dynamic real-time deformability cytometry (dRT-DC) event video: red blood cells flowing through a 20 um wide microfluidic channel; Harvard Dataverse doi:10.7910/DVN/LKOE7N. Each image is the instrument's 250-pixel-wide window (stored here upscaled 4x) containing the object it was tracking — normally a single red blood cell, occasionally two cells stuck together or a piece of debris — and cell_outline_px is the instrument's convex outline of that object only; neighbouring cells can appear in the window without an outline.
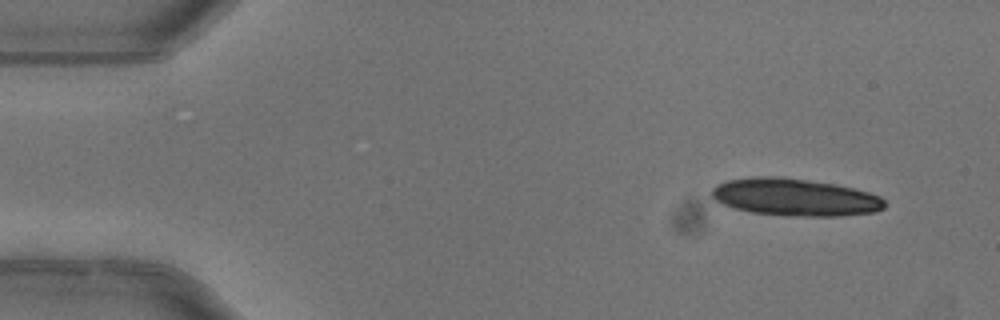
{"species": "common noctule bat (a hibernating species)", "species_latin": "Nyctalus noctula", "temperature_condition": "warm", "stored_images_in_passage": 5, "camera_frame_rate_fps": 3000, "um_per_image_px": 0.085, "animal": {"sex": "female"}, "frame": {"image": 1, "passage_image": 1, "time_ms": 0.0, "image_size_px": [1000, 320], "cell_outline_px": [[884, 208], [876, 212], [840, 216], [784, 216], [752, 212], [736, 208], [724, 204], [716, 200], [712, 196], [712, 188], [716, 184], [728, 180], [756, 176], [780, 176], [836, 184], [868, 192], [880, 196], [884, 200]], "centroid_in_image_um": [67.58, 16.76], "position_along_channel_um": 17.4, "area_um2": 37.69}}